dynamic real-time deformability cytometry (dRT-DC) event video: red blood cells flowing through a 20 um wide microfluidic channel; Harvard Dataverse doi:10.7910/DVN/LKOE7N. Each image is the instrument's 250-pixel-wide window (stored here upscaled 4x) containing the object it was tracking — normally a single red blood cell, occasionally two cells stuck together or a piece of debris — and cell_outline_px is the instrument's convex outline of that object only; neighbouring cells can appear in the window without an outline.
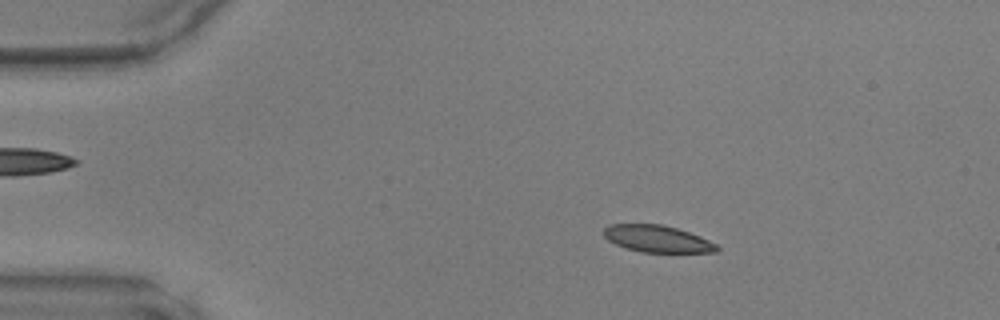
{"species": "common noctule bat (a hibernating species)", "species_latin": "Nyctalus noctula", "temperature_condition": "warm", "stored_images_in_passage": 47, "camera_frame_rate_fps": 3000, "um_per_image_px": 0.085, "animal": {"sex": "male", "body_mass_g": 17.9, "forearm_length_mm": 54.2}, "frame": {"image": 1, "passage_image": 8, "time_ms": 2.333, "image_size_px": [1000, 320], "cell_outline_px": [[720, 248], [716, 252], [640, 252], [624, 248], [608, 240], [604, 236], [604, 228], [608, 224], [660, 224], [676, 228], [700, 236], [716, 244]], "centroid_in_image_um": [55.84, 20.3], "position_along_channel_um": 29.2, "area_um2": 17.69}}
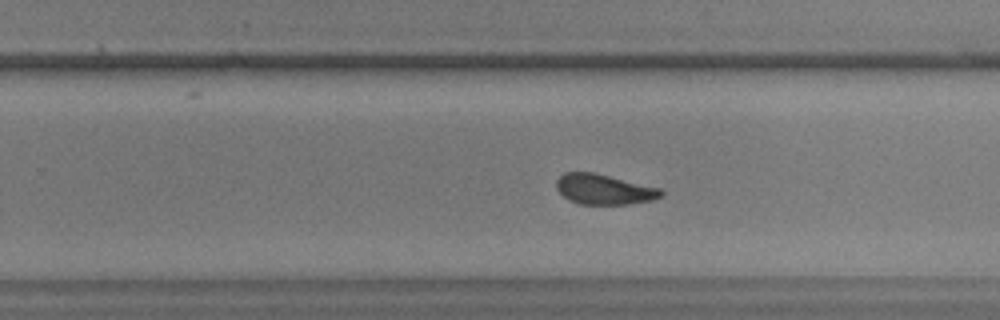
{"frame": {"image": 2, "passage_image": 30, "time_ms": 9.667, "image_size_px": [1000, 320], "cell_outline_px": [[664, 196], [652, 200], [628, 204], [580, 204], [564, 196], [556, 188], [556, 180], [564, 172], [592, 172], [660, 188], [664, 192]], "centroid_in_image_um": [51.36, 16.09], "position_along_channel_um": 278.4, "area_um2": 18.26}}
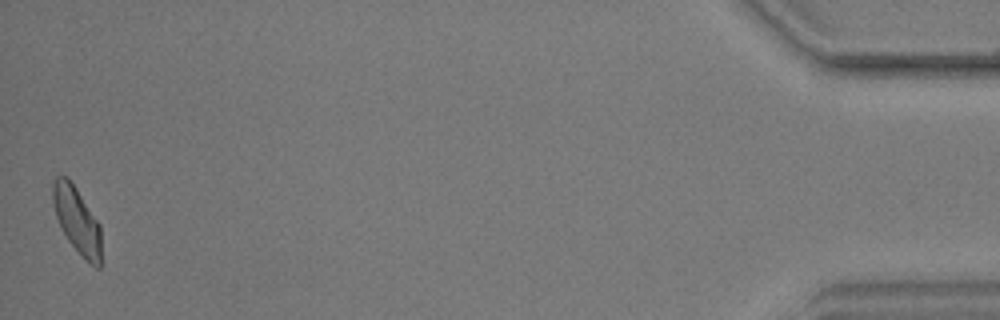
{"frame": {"image": 3, "passage_image": 47, "time_ms": 15.333, "image_size_px": [1000, 320], "cell_outline_px": [[100, 268], [96, 268], [88, 264], [68, 240], [60, 228], [52, 204], [52, 184], [56, 176], [68, 176], [100, 224]], "centroid_in_image_um": [6.52, 18.72], "position_along_channel_um": 428.7, "area_um2": 18.84}}